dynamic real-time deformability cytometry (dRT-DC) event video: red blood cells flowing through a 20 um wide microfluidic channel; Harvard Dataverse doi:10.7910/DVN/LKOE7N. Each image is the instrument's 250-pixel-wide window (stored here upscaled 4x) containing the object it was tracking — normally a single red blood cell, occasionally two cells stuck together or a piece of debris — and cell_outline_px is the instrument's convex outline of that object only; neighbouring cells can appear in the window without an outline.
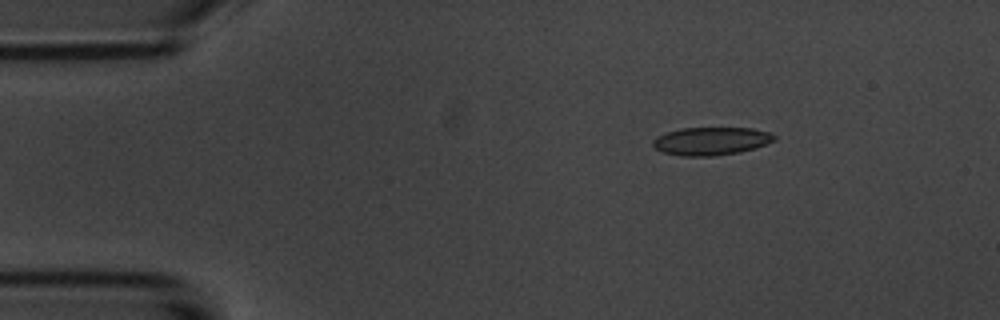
{"species": "common noctule bat (a hibernating species)", "species_latin": "Nyctalus noctula", "temperature_condition": "room temperature", "stored_images_in_passage": 3, "camera_frame_rate_fps": 3000, "um_per_image_px": 0.085, "animal": {"sex": "male", "body_mass_g": 20.1, "forearm_length_mm": 53.5}, "frame": {"image": 1, "passage_image": 1, "time_ms": 0.0, "image_size_px": [1000, 320], "cell_outline_px": [[776, 140], [740, 152], [712, 156], [680, 156], [664, 152], [656, 148], [652, 144], [652, 140], [656, 136], [668, 132], [684, 128], [752, 128], [768, 132], [776, 136]], "centroid_in_image_um": [60.42, 11.99], "position_along_channel_um": 24.6, "area_um2": 19.59}}